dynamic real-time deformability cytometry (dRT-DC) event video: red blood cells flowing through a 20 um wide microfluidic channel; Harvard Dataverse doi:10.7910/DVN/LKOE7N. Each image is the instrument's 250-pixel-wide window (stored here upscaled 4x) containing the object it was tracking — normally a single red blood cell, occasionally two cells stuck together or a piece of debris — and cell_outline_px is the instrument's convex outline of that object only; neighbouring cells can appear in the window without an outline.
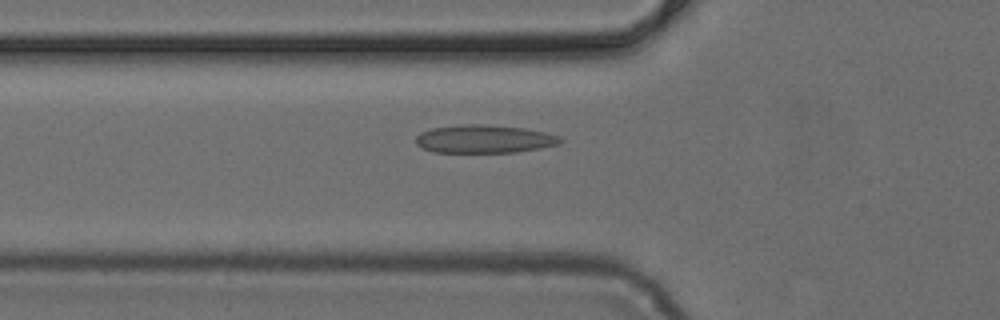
{"species": "common noctule bat (a hibernating species)", "species_latin": "Nyctalus noctula", "temperature_condition": "cold", "stored_images_in_passage": 5, "camera_frame_rate_fps": 3000, "um_per_image_px": 0.085, "animal": {"sex": "female", "body_mass_g": 24.6, "forearm_length_mm": 56.2}, "frame": {"image": 1, "passage_image": 5, "time_ms": 1.333, "image_size_px": [1000, 320], "cell_outline_px": [[564, 140], [560, 144], [540, 148], [516, 152], [432, 152], [416, 144], [416, 136], [420, 132], [432, 128], [460, 124], [484, 124], [524, 128], [548, 132], [560, 136]], "centroid_in_image_um": [41.19, 11.8], "position_along_channel_um": 84.6, "area_um2": 23.87}}